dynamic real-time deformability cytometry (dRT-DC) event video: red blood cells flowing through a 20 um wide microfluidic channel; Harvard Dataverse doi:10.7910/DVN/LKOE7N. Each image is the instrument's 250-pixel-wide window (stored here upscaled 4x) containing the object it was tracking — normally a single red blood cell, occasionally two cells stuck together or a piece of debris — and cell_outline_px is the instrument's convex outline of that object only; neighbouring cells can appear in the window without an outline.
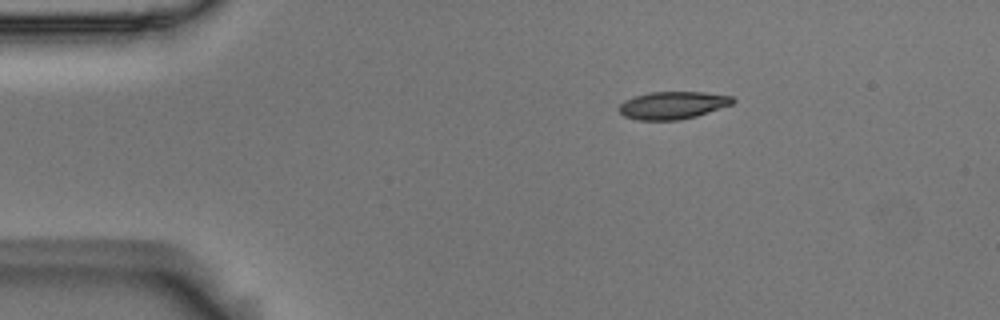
{"species": "Egyptian fruit bat (a non-hibernating species)", "species_latin": "Rousettus aegyptiacus", "temperature_condition": "room temperature", "stored_images_in_passage": 46, "camera_frame_rate_fps": 3000, "um_per_image_px": 0.085, "animal": {"sex": "male"}, "frame": {"image": 1, "passage_image": 1, "time_ms": 0.0, "image_size_px": [1000, 320], "cell_outline_px": [[736, 100], [732, 104], [696, 116], [680, 120], [636, 120], [624, 116], [616, 108], [624, 100], [636, 96], [652, 92], [704, 92], [732, 96]], "centroid_in_image_um": [57.16, 8.95], "position_along_channel_um": 27.8, "area_um2": 18.26}}
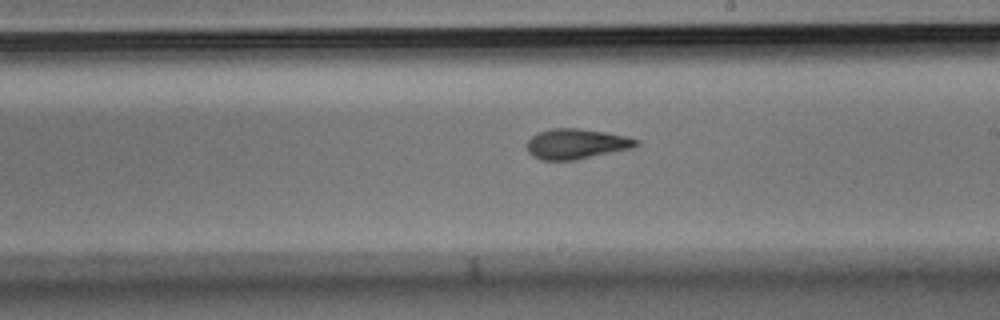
{"frame": {"image": 2, "passage_image": 23, "time_ms": 7.333, "image_size_px": [1000, 320], "cell_outline_px": [[640, 144], [636, 148], [576, 160], [540, 160], [532, 156], [528, 152], [528, 140], [536, 132], [552, 128], [580, 128], [628, 136], [640, 140]], "centroid_in_image_um": [49.04, 12.23], "position_along_channel_um": 240.0, "area_um2": 19.65}}
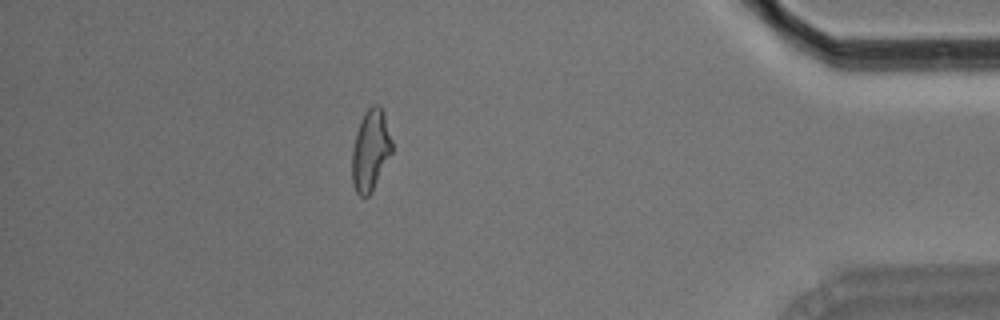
{"frame": {"image": 3, "passage_image": 40, "time_ms": 13.0, "image_size_px": [1000, 320], "cell_outline_px": [[392, 152], [368, 196], [360, 196], [356, 192], [352, 184], [352, 148], [356, 132], [360, 120], [364, 112], [372, 104], [380, 104], [384, 112], [392, 140]], "centroid_in_image_um": [31.48, 12.71], "position_along_channel_um": 403.7, "area_um2": 18.84}, "authors_computed_cell_mechanics": {"area_um2": 18.9295, "velocity_mm_per_s": 3.6676, "shape_relaxation_time_tau1_ms": 5.7403, "shape_relaxation_time_tau2_ms": 2.2543, "deformation_change_tau1": 0.1813, "deformation_change_tau2": 0.0977}}